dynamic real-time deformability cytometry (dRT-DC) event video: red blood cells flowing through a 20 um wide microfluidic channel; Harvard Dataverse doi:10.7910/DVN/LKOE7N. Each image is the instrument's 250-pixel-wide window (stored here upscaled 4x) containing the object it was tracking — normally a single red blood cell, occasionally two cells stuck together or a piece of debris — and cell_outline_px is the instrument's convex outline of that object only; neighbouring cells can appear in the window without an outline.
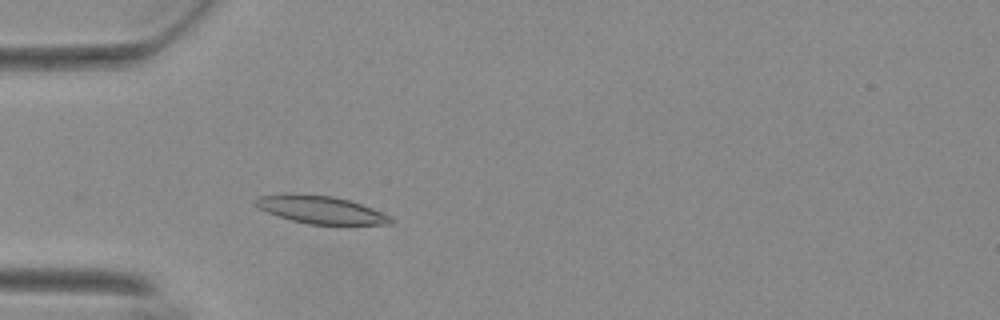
{"species": "Egyptian fruit bat (a non-hibernating species)", "species_latin": "Rousettus aegyptiacus", "temperature_condition": "warm", "stored_images_in_passage": 47, "camera_frame_rate_fps": 3000, "um_per_image_px": 0.085, "animal": {"sex": "female"}, "frame": {"image": 1, "passage_image": 8, "time_ms": 2.333, "image_size_px": [1000, 320], "cell_outline_px": [[396, 220], [392, 224], [308, 224], [292, 220], [268, 212], [260, 208], [252, 200], [260, 196], [284, 192], [332, 196], [348, 200], [372, 208], [392, 216]], "centroid_in_image_um": [27.27, 17.81], "position_along_channel_um": 57.7, "area_um2": 21.85}}
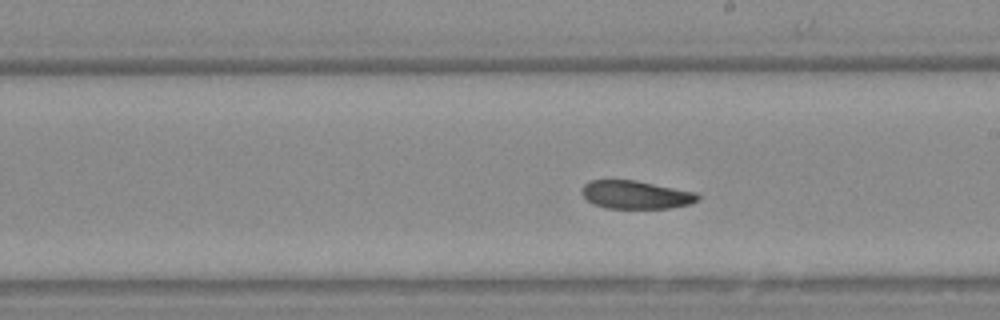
{"frame": {"image": 2, "passage_image": 23, "time_ms": 7.333, "image_size_px": [1000, 320], "cell_outline_px": [[700, 200], [688, 204], [668, 208], [604, 208], [592, 204], [580, 192], [580, 188], [584, 184], [592, 180], [636, 180], [696, 192], [700, 196]], "centroid_in_image_um": [54.02, 16.55], "position_along_channel_um": 235.0, "area_um2": 19.13}}
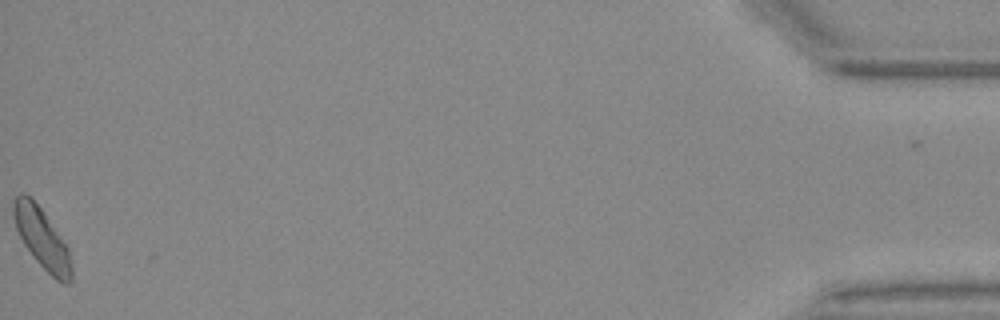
{"frame": {"image": 3, "passage_image": 47, "time_ms": 15.333, "image_size_px": [1000, 320], "cell_outline_px": [[72, 280], [68, 284], [64, 284], [56, 280], [36, 260], [24, 244], [16, 228], [12, 216], [12, 200], [20, 192], [24, 192], [32, 196], [44, 212], [68, 248], [72, 268]], "centroid_in_image_um": [3.54, 20.21], "position_along_channel_um": 431.7, "area_um2": 20.46}, "authors_computed_cell_mechanics": {"area_um2": 20.1144, "velocity_mm_per_s": 3.6786, "shape_relaxation_time_tau1_ms": null, "shape_relaxation_time_tau2_ms": 9.0658, "deformation_change_tau1": null, "deformation_change_tau2": 0.1482}}